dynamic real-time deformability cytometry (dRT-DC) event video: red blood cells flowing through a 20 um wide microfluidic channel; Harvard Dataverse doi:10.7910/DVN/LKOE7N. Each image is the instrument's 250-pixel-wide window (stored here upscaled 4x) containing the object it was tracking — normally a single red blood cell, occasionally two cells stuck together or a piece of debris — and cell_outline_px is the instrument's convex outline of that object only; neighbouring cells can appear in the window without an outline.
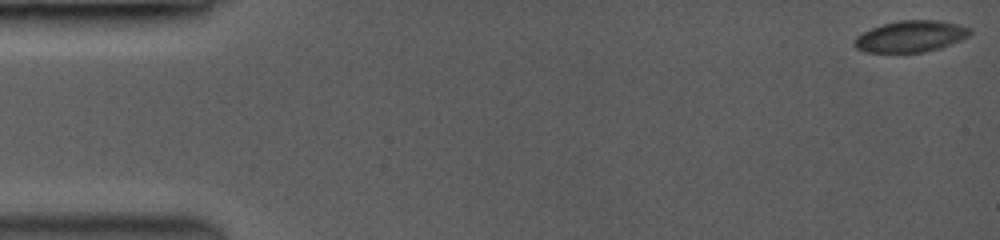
{"species": "common noctule bat (a hibernating species)", "species_latin": "Nyctalus noctula", "temperature_condition": "room temperature", "stored_images_in_passage": 33, "camera_frame_rate_fps": 3500, "um_per_image_px": 0.085, "animal": {"sex": "female", "body_mass_g": 19.0, "forearm_length_mm": 53.3}, "frame": {"image": 1, "passage_image": 1, "time_ms": 0.0, "image_size_px": [1000, 240], "cell_outline_px": [[972, 32], [948, 44], [936, 48], [920, 52], [864, 52], [856, 48], [852, 44], [856, 36], [872, 28], [884, 24], [904, 20], [932, 20], [956, 24], [968, 28]], "centroid_in_image_um": [77.29, 3.09], "position_along_channel_um": 7.7, "area_um2": 20.35}}
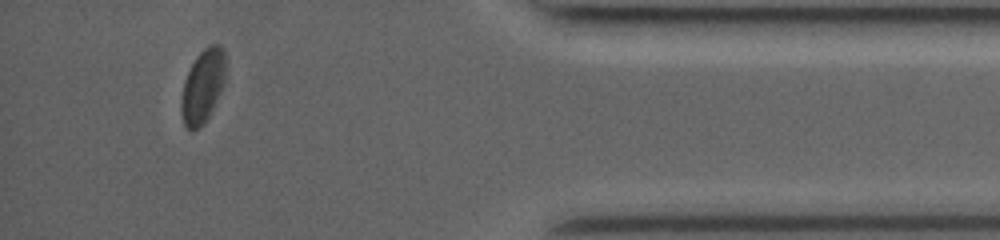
{"frame": {"image": 2, "passage_image": 29, "time_ms": 14.571, "image_size_px": [1000, 240], "cell_outline_px": [[228, 76], [204, 124], [200, 128], [192, 132], [184, 124], [180, 112], [180, 96], [184, 80], [196, 56], [204, 48], [212, 44], [220, 44], [224, 48]], "centroid_in_image_um": [17.25, 7.31], "position_along_channel_um": 418.0, "area_um2": 19.54}}